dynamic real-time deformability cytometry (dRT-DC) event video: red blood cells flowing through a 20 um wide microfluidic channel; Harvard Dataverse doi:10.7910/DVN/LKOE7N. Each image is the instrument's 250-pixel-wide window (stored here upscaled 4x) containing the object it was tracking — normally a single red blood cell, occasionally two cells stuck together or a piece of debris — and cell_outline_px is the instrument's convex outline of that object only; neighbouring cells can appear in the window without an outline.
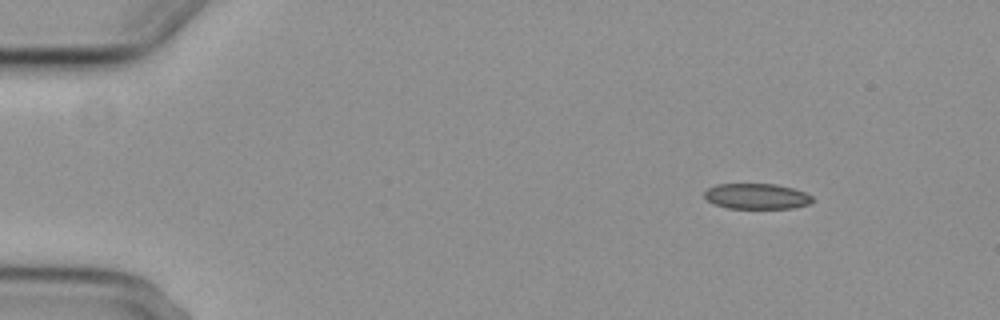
{"species": "common noctule bat (a hibernating species)", "species_latin": "Nyctalus noctula", "temperature_condition": "cold", "stored_images_in_passage": 6, "camera_frame_rate_fps": 3000, "um_per_image_px": 0.085, "animal": {"sex": "female", "body_mass_g": 29.2, "forearm_length_mm": 56.3}, "frame": {"image": 1, "passage_image": 2, "time_ms": 1.0, "image_size_px": [1000, 320], "cell_outline_px": [[812, 200], [808, 204], [792, 208], [728, 208], [712, 204], [704, 196], [704, 192], [708, 188], [716, 184], [776, 184], [792, 188], [804, 192], [812, 196]], "centroid_in_image_um": [64.28, 16.68], "position_along_channel_um": 20.7, "area_um2": 16.01}}
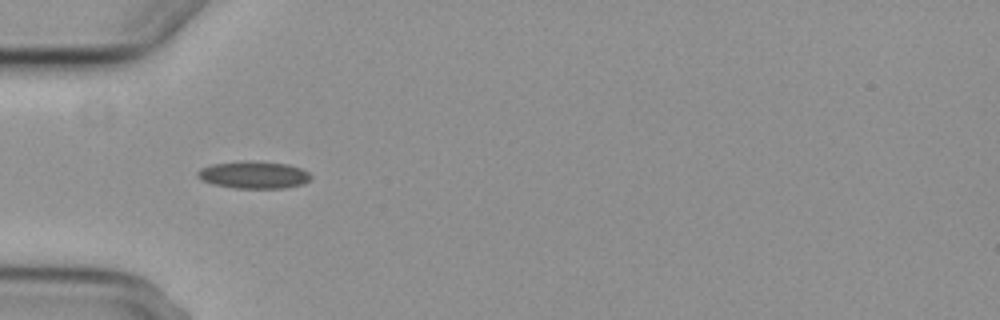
{"frame": {"image": 2, "passage_image": 5, "time_ms": 4.667, "image_size_px": [1000, 320], "cell_outline_px": [[312, 176], [308, 180], [300, 184], [284, 188], [232, 188], [212, 184], [200, 180], [196, 176], [196, 172], [200, 168], [212, 164], [244, 160], [252, 160], [288, 164], [300, 168], [308, 172]], "centroid_in_image_um": [21.5, 14.85], "position_along_channel_um": 63.5, "area_um2": 18.21}}
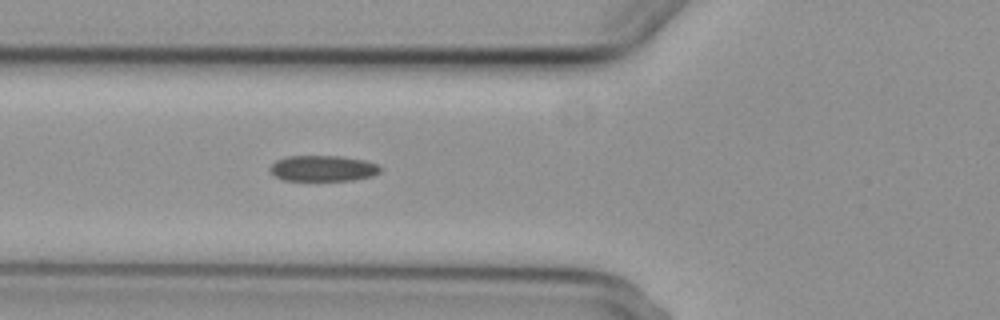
{"frame": {"image": 3, "passage_image": 6, "time_ms": 5.667, "image_size_px": [1000, 320], "cell_outline_px": [[380, 172], [372, 176], [352, 180], [284, 180], [272, 176], [268, 168], [276, 160], [288, 156], [340, 156], [364, 160], [376, 164], [380, 168]], "centroid_in_image_um": [27.4, 14.31], "position_along_channel_um": 98.4, "area_um2": 16.59}}